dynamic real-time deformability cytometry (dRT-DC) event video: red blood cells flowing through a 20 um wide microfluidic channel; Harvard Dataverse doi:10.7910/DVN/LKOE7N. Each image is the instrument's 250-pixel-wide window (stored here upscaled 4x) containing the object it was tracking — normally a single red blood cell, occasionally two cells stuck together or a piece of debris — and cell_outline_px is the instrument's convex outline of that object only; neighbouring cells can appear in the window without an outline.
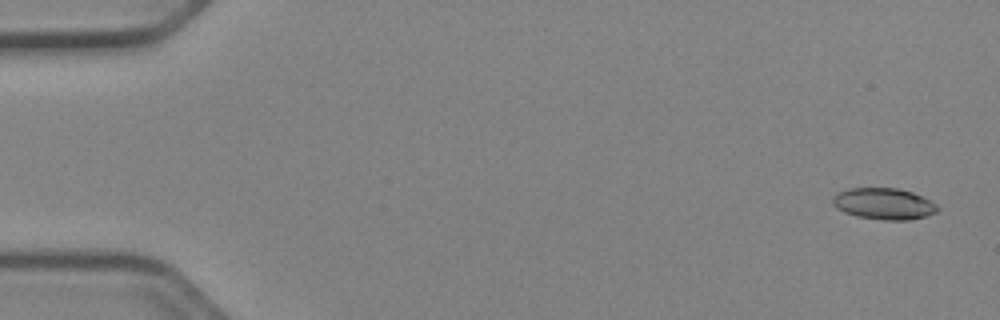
{"species": "Egyptian fruit bat (a non-hibernating species)", "species_latin": "Rousettus aegyptiacus", "temperature_condition": "cold", "stored_images_in_passage": 52, "camera_frame_rate_fps": 3000, "um_per_image_px": 0.085, "animal": {"sex": "female"}, "frame": {"image": 1, "passage_image": 2, "time_ms": 0.333, "image_size_px": [1000, 320], "cell_outline_px": [[940, 208], [936, 212], [928, 216], [908, 220], [884, 220], [856, 216], [844, 212], [836, 208], [832, 204], [832, 196], [836, 192], [848, 188], [900, 188], [912, 192], [936, 204]], "centroid_in_image_um": [75.09, 17.32], "position_along_channel_um": 9.9, "area_um2": 19.36}}
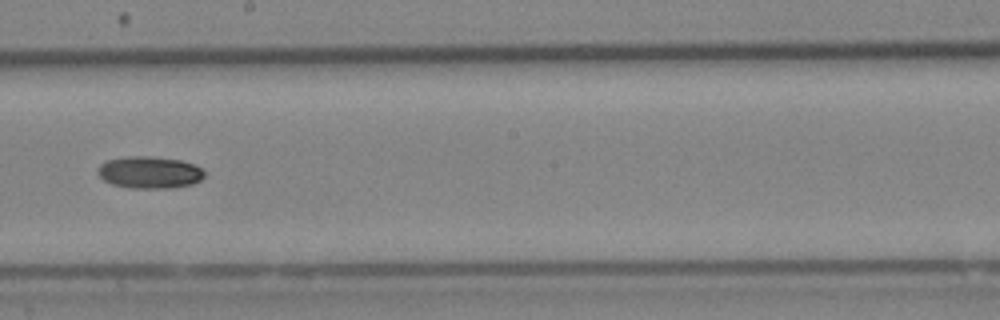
{"frame": {"image": 2, "passage_image": 30, "time_ms": 9.667, "image_size_px": [1000, 320], "cell_outline_px": [[208, 172], [200, 180], [192, 184], [172, 188], [128, 188], [112, 184], [104, 180], [96, 172], [96, 168], [100, 164], [108, 160], [124, 156], [152, 156], [180, 160], [196, 164], [204, 168]], "centroid_in_image_um": [12.74, 14.64], "position_along_channel_um": 235.5, "area_um2": 20.35}}
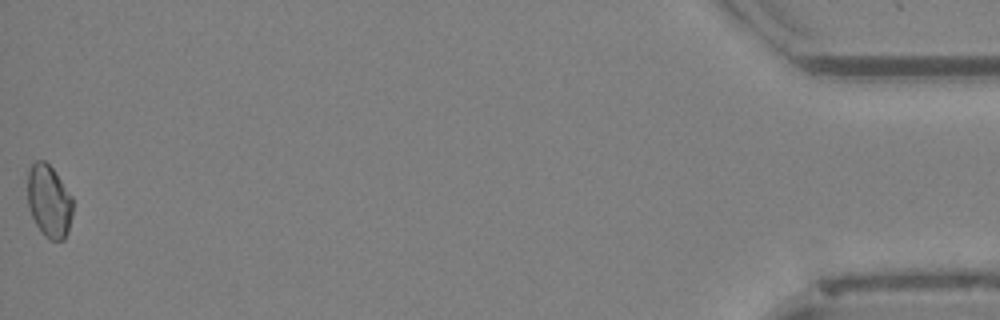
{"frame": {"image": 3, "passage_image": 52, "time_ms": 17.0, "image_size_px": [1000, 320], "cell_outline_px": [[72, 216], [68, 232], [64, 240], [52, 240], [44, 236], [36, 224], [28, 208], [28, 168], [36, 160], [44, 160], [52, 168], [72, 196]], "centroid_in_image_um": [4.16, 17.1], "position_along_channel_um": 431.0, "area_um2": 19.13}}